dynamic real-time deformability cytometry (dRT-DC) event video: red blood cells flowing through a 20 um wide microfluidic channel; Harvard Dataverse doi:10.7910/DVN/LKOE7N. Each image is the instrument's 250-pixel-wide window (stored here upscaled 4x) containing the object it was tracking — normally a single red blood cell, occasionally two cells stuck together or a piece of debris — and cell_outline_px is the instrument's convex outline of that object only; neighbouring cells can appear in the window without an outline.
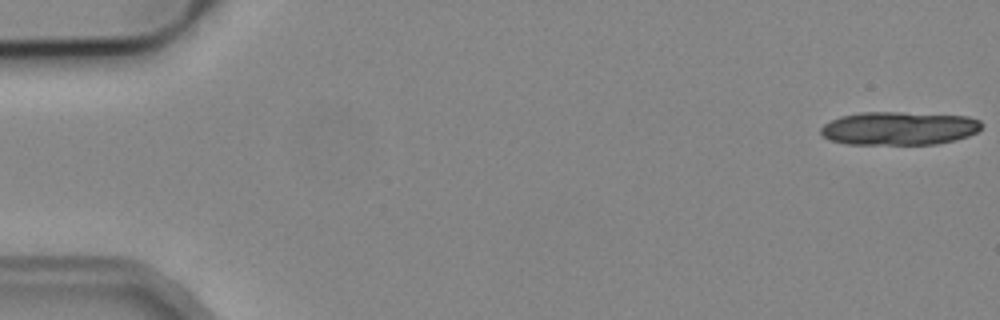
{"species": "common noctule bat (a hibernating species)", "species_latin": "Nyctalus noctula", "temperature_condition": "cold", "stored_images_in_passage": 15, "camera_frame_rate_fps": 3000, "um_per_image_px": 0.085, "animal": {"sex": "male", "body_mass_g": 19.2, "forearm_length_mm": 51.8}, "frame": {"image": 1, "passage_image": 1, "time_ms": 0.0, "image_size_px": [1000, 320], "cell_outline_px": [[980, 128], [976, 132], [968, 136], [956, 140], [936, 144], [844, 144], [828, 140], [820, 132], [820, 128], [824, 124], [840, 116], [860, 112], [900, 112], [968, 116], [980, 120]], "centroid_in_image_um": [76.39, 10.91], "position_along_channel_um": 8.6, "area_um2": 31.39}}